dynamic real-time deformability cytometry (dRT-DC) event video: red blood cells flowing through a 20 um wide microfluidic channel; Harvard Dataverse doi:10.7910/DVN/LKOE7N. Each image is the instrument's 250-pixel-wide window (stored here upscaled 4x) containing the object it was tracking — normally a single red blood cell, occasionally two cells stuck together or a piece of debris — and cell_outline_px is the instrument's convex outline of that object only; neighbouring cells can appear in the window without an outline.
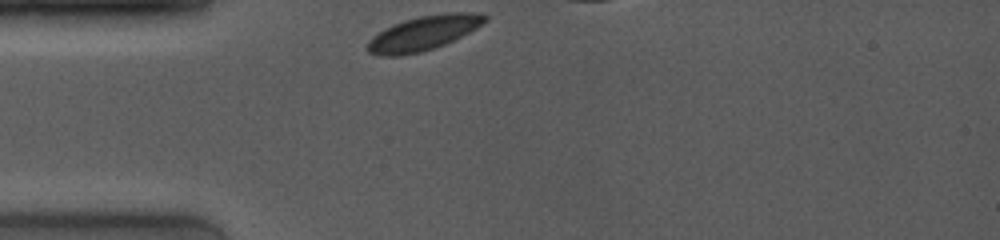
{"species": "common noctule bat (a hibernating species)", "species_latin": "Nyctalus noctula", "temperature_condition": "room temperature", "stored_images_in_passage": 6, "camera_frame_rate_fps": 4000, "um_per_image_px": 0.085, "animal": {"sex": "female", "body_mass_g": 19.0, "forearm_length_mm": 53.3}, "frame": {"image": 1, "passage_image": 1, "time_ms": 0.0, "image_size_px": [1000, 240], "cell_outline_px": [[488, 20], [476, 28], [444, 44], [420, 52], [400, 56], [384, 56], [368, 52], [368, 40], [372, 36], [384, 28], [404, 20], [420, 16], [444, 12], [468, 12], [488, 16]], "centroid_in_image_um": [35.97, 2.8], "position_along_channel_um": 49.0, "area_um2": 23.29}}
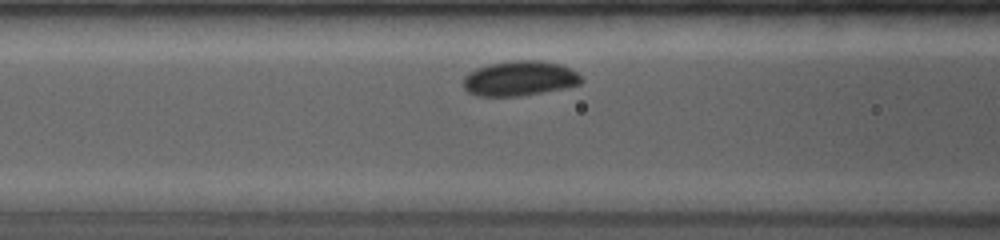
{"frame": {"image": 2, "passage_image": 5, "time_ms": 2.25, "image_size_px": [1000, 240], "cell_outline_px": [[584, 80], [580, 84], [564, 88], [520, 96], [476, 96], [468, 92], [464, 88], [464, 76], [468, 72], [476, 68], [488, 64], [512, 60], [540, 60], [560, 64], [576, 72]], "centroid_in_image_um": [44.14, 6.66], "position_along_channel_um": 122.5, "area_um2": 24.1}}